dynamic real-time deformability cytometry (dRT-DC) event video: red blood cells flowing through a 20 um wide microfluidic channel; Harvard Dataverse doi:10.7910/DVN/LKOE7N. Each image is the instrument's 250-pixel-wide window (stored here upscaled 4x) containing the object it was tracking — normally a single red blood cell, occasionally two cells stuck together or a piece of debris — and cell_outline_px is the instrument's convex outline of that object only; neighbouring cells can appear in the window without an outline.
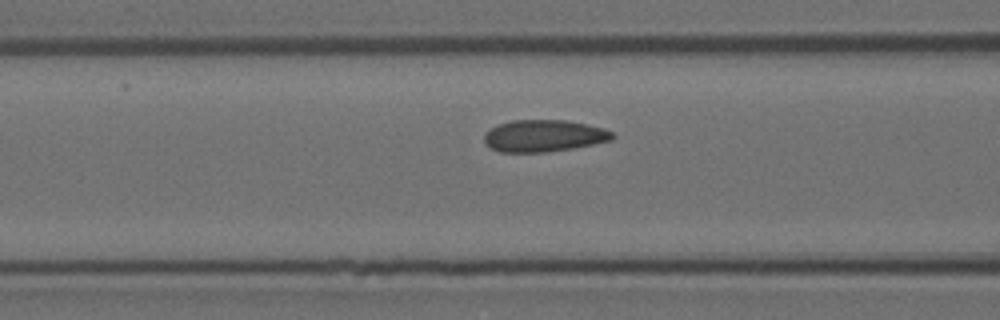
{"species": "Egyptian fruit bat (a non-hibernating species)", "species_latin": "Rousettus aegyptiacus", "temperature_condition": "room temperature", "stored_images_in_passage": 17, "camera_frame_rate_fps": 3000, "um_per_image_px": 0.085, "animal": {"sex": "female"}, "frame": {"image": 1, "passage_image": 15, "time_ms": 4.667, "image_size_px": [1000, 320], "cell_outline_px": [[616, 136], [612, 140], [572, 148], [544, 152], [500, 152], [492, 148], [484, 140], [484, 132], [500, 124], [512, 120], [568, 120], [604, 128], [612, 132]], "centroid_in_image_um": [46.24, 11.54], "position_along_channel_um": 120.4, "area_um2": 23.7}}